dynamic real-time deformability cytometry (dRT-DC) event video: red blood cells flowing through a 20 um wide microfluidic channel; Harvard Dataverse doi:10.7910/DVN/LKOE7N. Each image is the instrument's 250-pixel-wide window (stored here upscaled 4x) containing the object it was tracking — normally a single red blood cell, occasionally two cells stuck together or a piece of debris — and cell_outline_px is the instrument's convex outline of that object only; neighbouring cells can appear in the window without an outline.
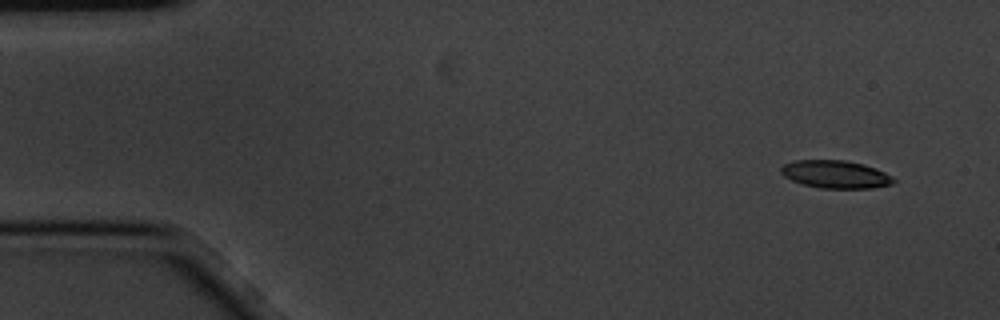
{"species": "common noctule bat (a hibernating species)", "species_latin": "Nyctalus noctula", "temperature_condition": "cold", "stored_images_in_passage": 4, "camera_frame_rate_fps": 3000, "um_per_image_px": 0.085, "animal": {"sex": "male", "body_mass_g": 20.1, "forearm_length_mm": 53.5}, "frame": {"image": 1, "passage_image": 1, "time_ms": 0.0, "image_size_px": [1000, 320], "cell_outline_px": [[896, 180], [892, 184], [872, 188], [820, 188], [804, 184], [792, 180], [784, 176], [780, 172], [780, 168], [784, 164], [796, 160], [844, 160], [864, 164], [876, 168], [892, 176]], "centroid_in_image_um": [71.03, 14.81], "position_along_channel_um": 14.0, "area_um2": 18.21}}